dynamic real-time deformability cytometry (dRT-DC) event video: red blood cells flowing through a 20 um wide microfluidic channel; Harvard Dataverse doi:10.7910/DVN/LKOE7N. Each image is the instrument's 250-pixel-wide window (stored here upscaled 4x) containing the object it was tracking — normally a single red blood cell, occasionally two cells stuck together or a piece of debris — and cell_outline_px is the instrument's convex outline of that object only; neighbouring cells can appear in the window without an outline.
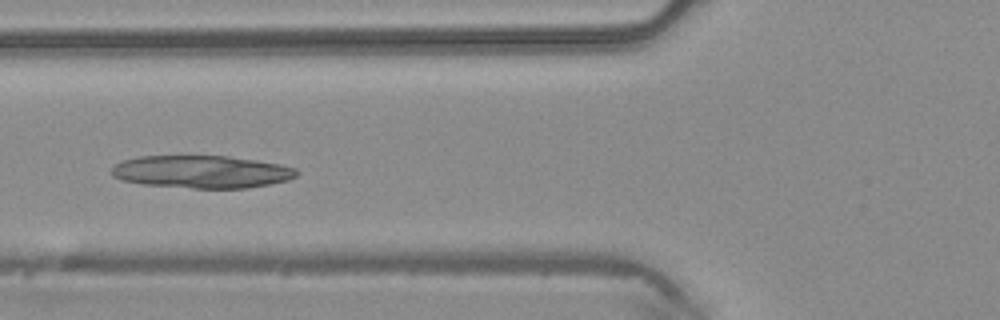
{"species": "common noctule bat (a hibernating species)", "species_latin": "Nyctalus noctula", "temperature_condition": "warm", "stored_images_in_passage": 48, "camera_frame_rate_fps": 3000, "um_per_image_px": 0.085, "animal": {"sex": "male", "body_mass_g": 20.4}, "frame": {"image": 1, "passage_image": 18, "time_ms": 5.667, "image_size_px": [1000, 320], "cell_outline_px": [[300, 172], [296, 176], [288, 180], [268, 184], [244, 188], [192, 188], [144, 184], [120, 180], [112, 176], [112, 168], [116, 164], [124, 160], [140, 156], [228, 156], [256, 160], [280, 164], [296, 168]], "centroid_in_image_um": [17.15, 14.6], "position_along_channel_um": 108.6, "area_um2": 35.08}}
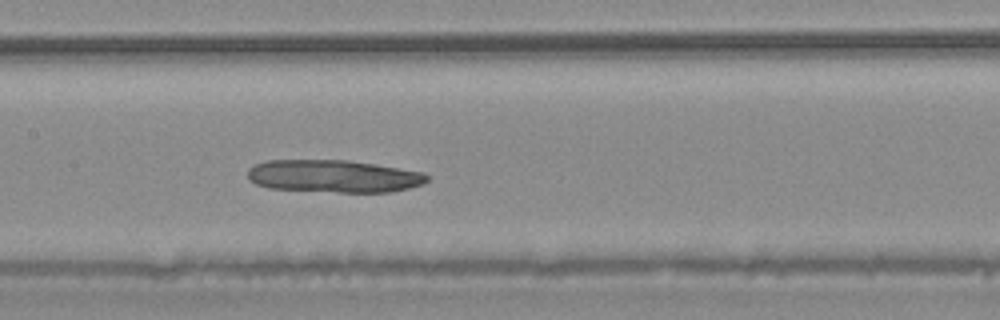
{"frame": {"image": 2, "passage_image": 23, "time_ms": 7.333, "image_size_px": [1000, 320], "cell_outline_px": [[428, 180], [424, 184], [408, 188], [388, 192], [336, 192], [268, 188], [256, 184], [248, 180], [248, 168], [252, 164], [264, 160], [348, 160], [376, 164], [424, 172], [428, 176]], "centroid_in_image_um": [28.33, 14.97], "position_along_channel_um": 179.1, "area_um2": 34.33}}